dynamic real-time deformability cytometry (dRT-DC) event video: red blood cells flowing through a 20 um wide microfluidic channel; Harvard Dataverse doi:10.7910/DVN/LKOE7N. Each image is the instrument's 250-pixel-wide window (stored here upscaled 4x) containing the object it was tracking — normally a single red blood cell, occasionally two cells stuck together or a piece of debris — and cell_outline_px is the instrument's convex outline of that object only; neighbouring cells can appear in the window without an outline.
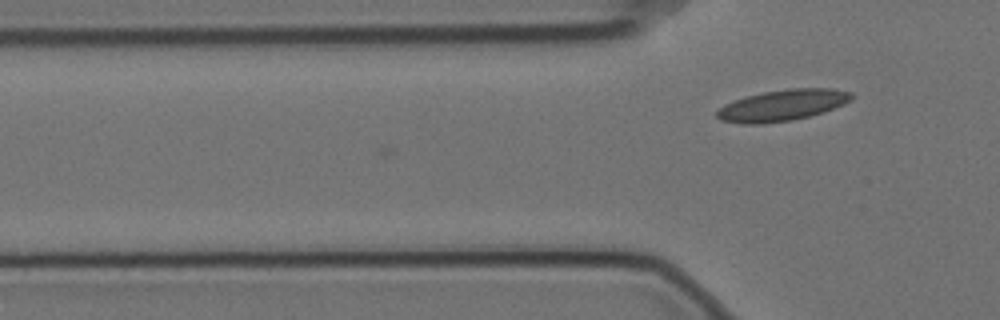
{"species": "Egyptian fruit bat (a non-hibernating species)", "species_latin": "Rousettus aegyptiacus", "temperature_condition": "cold", "stored_images_in_passage": 9, "camera_frame_rate_fps": 3000, "um_per_image_px": 0.085, "animal": {"sex": "female"}, "frame": {"image": 1, "passage_image": 9, "time_ms": 2.667, "image_size_px": [1000, 320], "cell_outline_px": [[852, 96], [844, 104], [824, 112], [792, 120], [764, 124], [744, 124], [720, 120], [716, 116], [716, 112], [724, 104], [744, 96], [764, 92], [788, 88], [832, 88], [852, 92]], "centroid_in_image_um": [66.47, 8.95], "position_along_channel_um": 59.3, "area_um2": 24.51}}